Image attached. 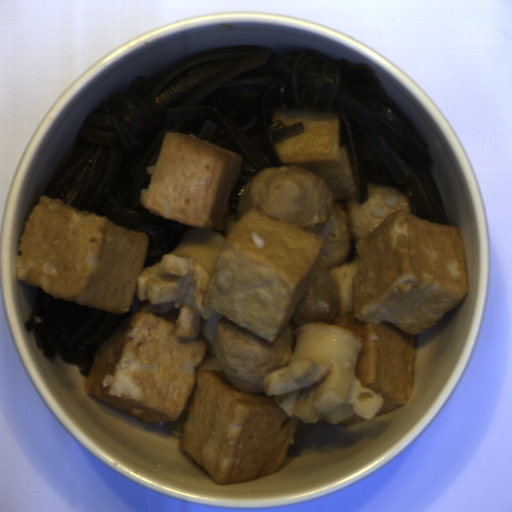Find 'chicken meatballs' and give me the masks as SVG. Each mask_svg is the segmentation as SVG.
<instances>
[{"label":"chicken meatballs","mask_w":512,"mask_h":512,"mask_svg":"<svg viewBox=\"0 0 512 512\" xmlns=\"http://www.w3.org/2000/svg\"><path fill=\"white\" fill-rule=\"evenodd\" d=\"M248 208L315 232L322 238L317 267L286 329L270 343L222 315L212 351L225 380L243 393L262 394L263 378L290 364L297 329L310 321L335 324L340 315L339 281L329 271L347 261L353 244L351 217L334 201L324 177L291 165L265 167L243 186L225 236Z\"/></svg>","instance_id":"1"}]
</instances>
